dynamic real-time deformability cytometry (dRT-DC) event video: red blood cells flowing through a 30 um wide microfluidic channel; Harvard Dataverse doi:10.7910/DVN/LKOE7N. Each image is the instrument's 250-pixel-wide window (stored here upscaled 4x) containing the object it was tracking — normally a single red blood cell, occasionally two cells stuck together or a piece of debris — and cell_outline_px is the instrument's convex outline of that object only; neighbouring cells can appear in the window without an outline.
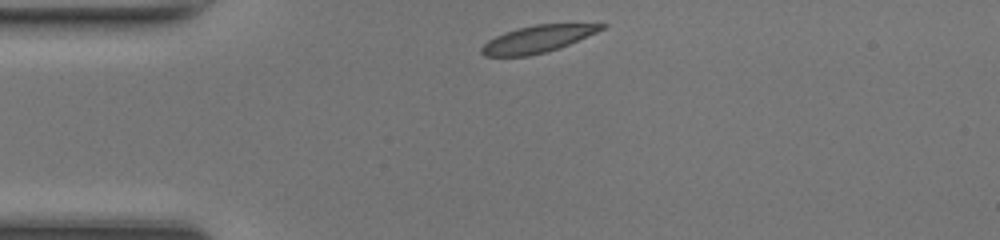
{"species": "common noctule bat (a hibernating species)", "species_latin": "Nyctalus noctula", "temperature_condition": "room temperature", "stored_images_in_passage": 14, "camera_frame_rate_fps": 3000, "um_per_image_px": 0.085, "animal": {"sex": "female", "body_mass_g": 17.0, "forearm_length_mm": 48.0}, "frame": {"image": 1, "passage_image": 1, "time_ms": 0.0, "image_size_px": [1000, 240], "cell_outline_px": [[608, 24], [604, 28], [596, 32], [560, 48], [528, 56], [484, 56], [480, 52], [480, 48], [488, 40], [504, 32], [516, 28], [536, 24]], "centroid_in_image_um": [45.64, 3.32], "position_along_channel_um": 39.4, "area_um2": 18.73}}
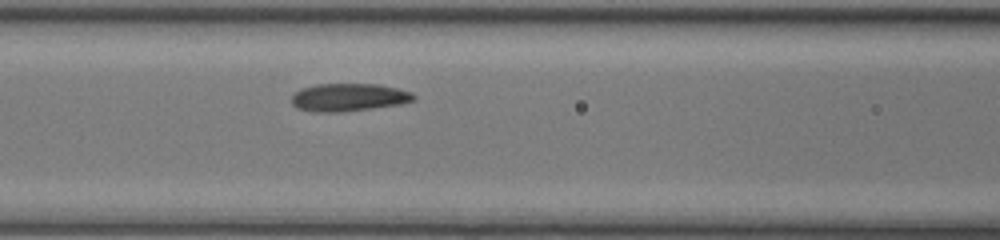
{"frame": {"image": 2, "passage_image": 10, "time_ms": 3.0, "image_size_px": [1000, 240], "cell_outline_px": [[416, 100], [400, 104], [344, 112], [316, 112], [296, 108], [292, 104], [292, 96], [300, 88], [316, 84], [380, 84], [412, 92], [416, 96]], "centroid_in_image_um": [29.64, 8.27], "position_along_channel_um": 137.0, "area_um2": 19.94}}
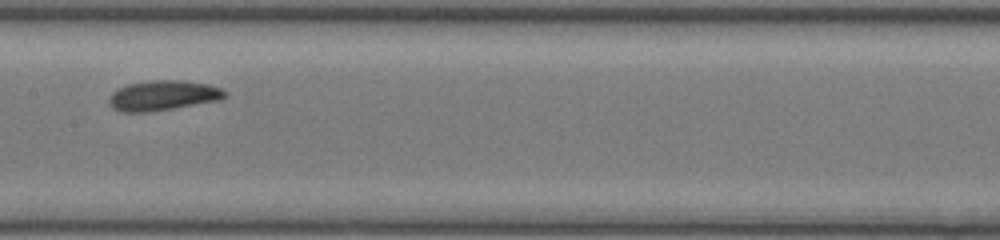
{"frame": {"image": 3, "passage_image": 14, "time_ms": 4.333, "image_size_px": [1000, 240], "cell_outline_px": [[228, 96], [220, 100], [148, 112], [120, 112], [112, 108], [108, 100], [108, 96], [112, 92], [128, 84], [152, 80], [184, 80], [208, 84], [220, 88], [228, 92]], "centroid_in_image_um": [13.86, 8.11], "position_along_channel_um": 193.5, "area_um2": 20.35}}